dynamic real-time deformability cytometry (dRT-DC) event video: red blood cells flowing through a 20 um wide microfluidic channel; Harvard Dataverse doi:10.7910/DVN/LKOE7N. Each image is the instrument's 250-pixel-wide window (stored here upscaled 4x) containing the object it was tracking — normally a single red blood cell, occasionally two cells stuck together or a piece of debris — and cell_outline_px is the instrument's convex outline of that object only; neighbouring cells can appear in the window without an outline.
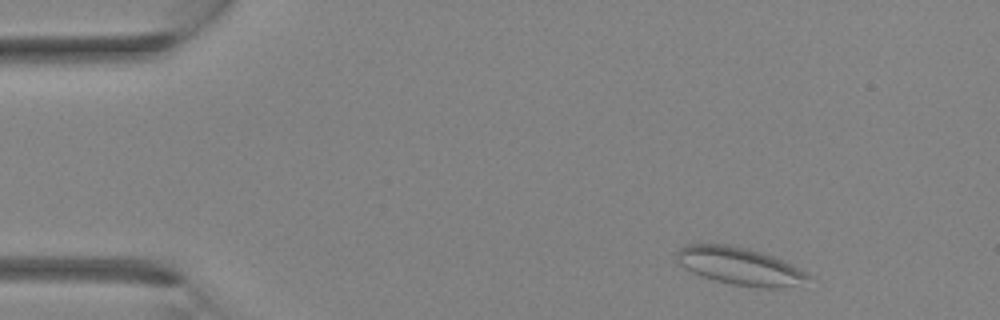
{"species": "Egyptian fruit bat (a non-hibernating species)", "species_latin": "Rousettus aegyptiacus", "temperature_condition": "room temperature", "stored_images_in_passage": 30, "camera_frame_rate_fps": 3000, "um_per_image_px": 0.085, "animal": {"sex": "female"}, "frame": {"image": 1, "passage_image": 1, "time_ms": 0.0, "image_size_px": [1000, 320], "cell_outline_px": [[816, 280], [780, 288], [764, 288], [732, 284], [700, 276], [684, 268], [676, 260], [676, 252], [684, 244], [728, 244], [748, 248], [784, 260], [808, 272]], "centroid_in_image_um": [62.92, 22.62], "position_along_channel_um": 22.1, "area_um2": 29.13}}
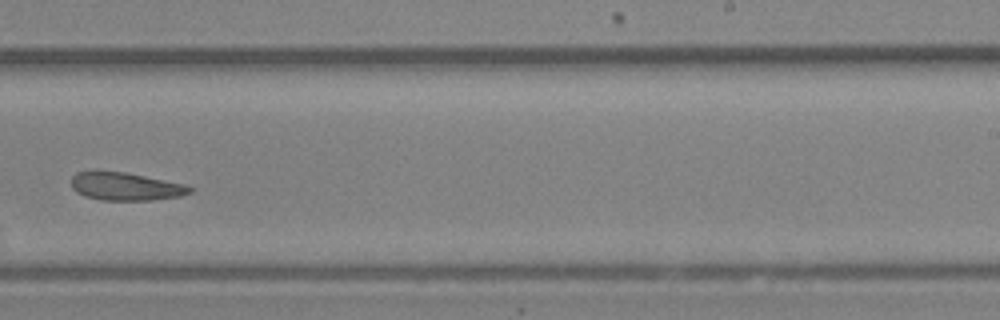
{"frame": {"image": 2, "passage_image": 18, "time_ms": 5.667, "image_size_px": [1000, 320], "cell_outline_px": [[192, 192], [180, 196], [152, 200], [100, 200], [84, 196], [76, 192], [72, 188], [72, 176], [76, 172], [124, 172], [184, 184], [192, 188]], "centroid_in_image_um": [10.66, 15.86], "position_along_channel_um": 278.3, "area_um2": 19.02}}
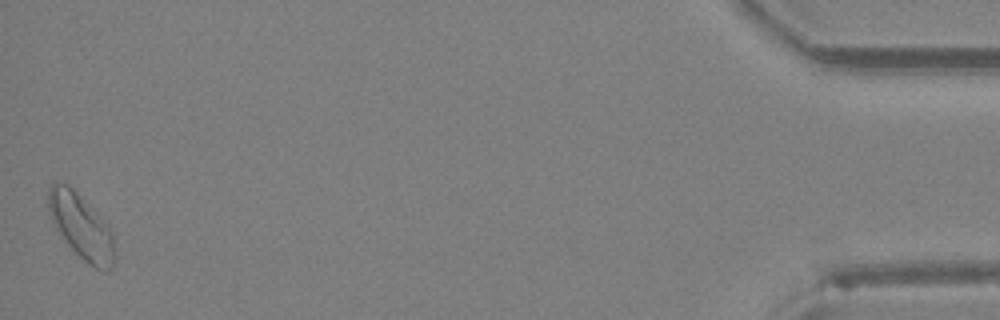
{"frame": {"image": 3, "passage_image": 30, "time_ms": 9.667, "image_size_px": [1000, 320], "cell_outline_px": [[116, 256], [112, 268], [108, 272], [104, 272], [88, 264], [68, 244], [56, 228], [52, 220], [48, 208], [48, 188], [56, 180], [68, 184], [88, 204], [112, 232]], "centroid_in_image_um": [6.91, 19.27], "position_along_channel_um": 428.3, "area_um2": 24.74}}